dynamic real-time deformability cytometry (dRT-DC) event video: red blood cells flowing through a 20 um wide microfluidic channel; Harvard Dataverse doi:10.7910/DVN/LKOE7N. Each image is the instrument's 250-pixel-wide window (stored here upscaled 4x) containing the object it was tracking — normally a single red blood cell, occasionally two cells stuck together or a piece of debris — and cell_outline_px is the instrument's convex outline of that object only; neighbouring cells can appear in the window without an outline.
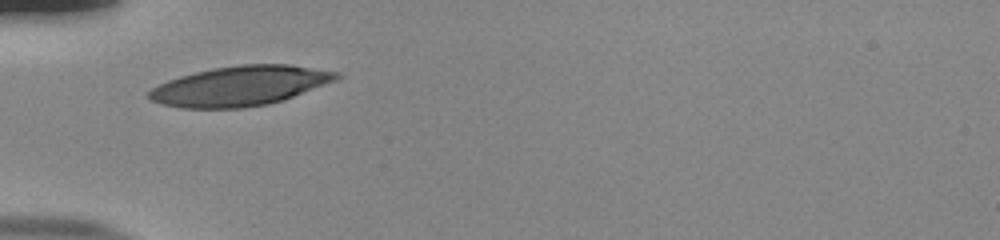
{"species": "human", "species_latin": "Homo sapiens", "temperature_condition": "room temperature", "stored_images_in_passage": 23, "camera_frame_rate_fps": 3000, "um_per_image_px": 0.085, "donor": {"sex": "male"}, "frame": {"image": 1, "passage_image": 1, "time_ms": 0.0, "image_size_px": [1000, 240], "cell_outline_px": [[340, 76], [336, 80], [284, 100], [268, 104], [244, 108], [180, 108], [164, 104], [152, 100], [148, 96], [148, 92], [152, 88], [168, 80], [180, 76], [212, 68], [240, 64], [292, 64], [340, 72]], "centroid_in_image_um": [20.43, 7.3], "position_along_channel_um": 64.6, "area_um2": 43.41}}
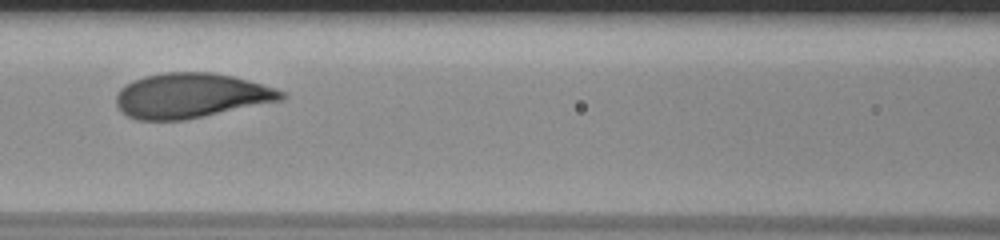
{"frame": {"image": 2, "passage_image": 8, "time_ms": 2.333, "image_size_px": [1000, 240], "cell_outline_px": [[288, 96], [284, 100], [184, 120], [136, 120], [128, 116], [116, 104], [116, 96], [120, 88], [132, 80], [144, 76], [164, 72], [212, 72], [232, 76], [276, 88], [284, 92]], "centroid_in_image_um": [16.25, 8.12], "position_along_channel_um": 150.4, "area_um2": 43.23}}
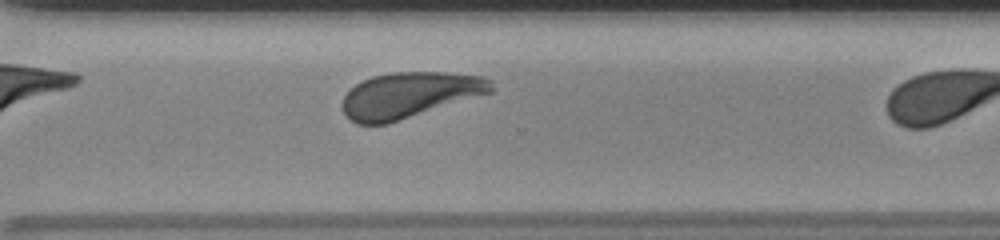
{"frame": {"image": 3, "passage_image": 19, "time_ms": 6.0, "image_size_px": [1000, 240], "cell_outline_px": [[492, 92], [388, 124], [356, 124], [344, 112], [344, 96], [356, 84], [372, 76], [392, 72], [444, 72], [484, 76], [492, 80]], "centroid_in_image_um": [34.84, 8.07], "position_along_channel_um": 335.8, "area_um2": 39.36}}